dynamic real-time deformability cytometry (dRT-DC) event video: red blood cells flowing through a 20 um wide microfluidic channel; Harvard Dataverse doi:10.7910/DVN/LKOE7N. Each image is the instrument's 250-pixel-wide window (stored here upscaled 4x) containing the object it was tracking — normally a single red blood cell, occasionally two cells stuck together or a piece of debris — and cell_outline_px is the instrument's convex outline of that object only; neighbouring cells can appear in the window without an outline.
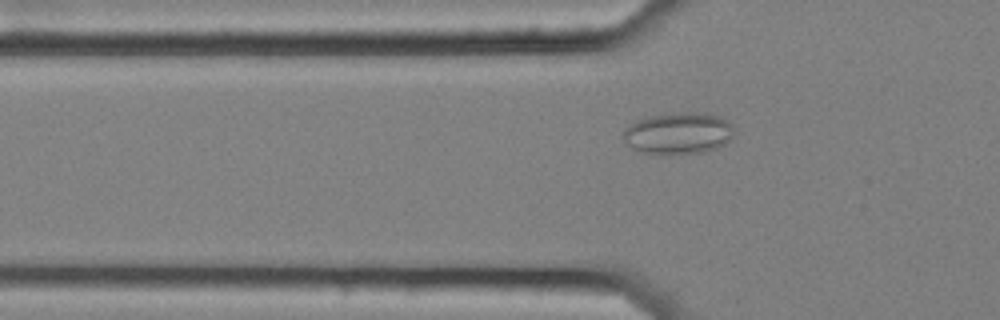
{"species": "common noctule bat (a hibernating species)", "species_latin": "Nyctalus noctula", "temperature_condition": "cold", "stored_images_in_passage": 45, "camera_frame_rate_fps": 3000, "um_per_image_px": 0.085, "animal": {"sex": "female", "body_mass_g": 25.1}, "frame": {"image": 1, "passage_image": 7, "time_ms": 2.0, "image_size_px": [1000, 320], "cell_outline_px": [[732, 136], [724, 144], [716, 148], [704, 152], [664, 156], [644, 152], [632, 148], [624, 140], [624, 132], [636, 120], [648, 116], [668, 112], [704, 112], [720, 116], [732, 124]], "centroid_in_image_um": [57.67, 11.33], "position_along_channel_um": 68.1, "area_um2": 27.28}}
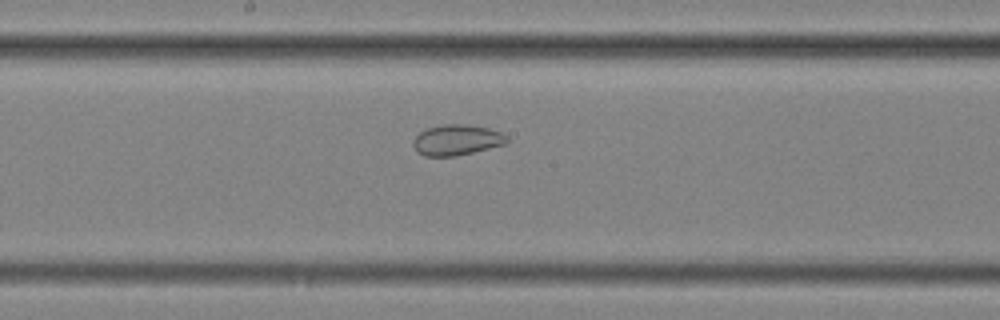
{"frame": {"image": 2, "passage_image": 19, "time_ms": 6.0, "image_size_px": [1000, 320], "cell_outline_px": [[508, 140], [504, 144], [456, 156], [424, 156], [416, 152], [412, 144], [412, 140], [420, 132], [428, 128], [444, 124], [468, 124], [488, 128], [500, 132], [508, 136]], "centroid_in_image_um": [38.79, 11.89], "position_along_channel_um": 209.4, "area_um2": 16.7}}
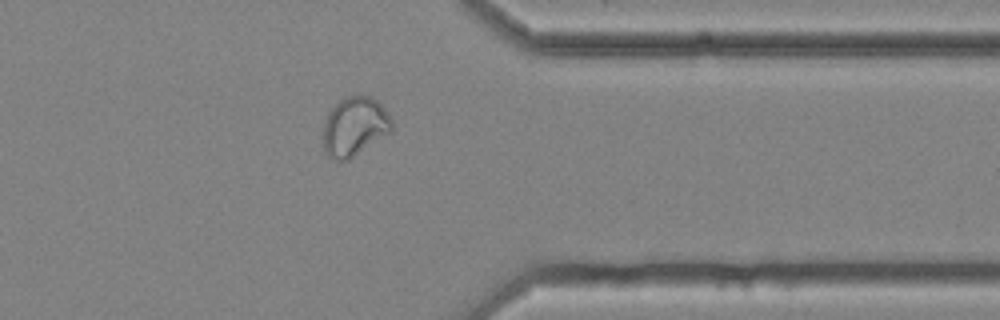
{"frame": {"image": 3, "passage_image": 34, "time_ms": 11.0, "image_size_px": [1000, 320], "cell_outline_px": [[392, 132], [348, 160], [336, 160], [328, 156], [324, 152], [324, 120], [328, 112], [340, 100], [348, 96], [372, 96], [384, 108], [392, 120]], "centroid_in_image_um": [30.15, 10.76], "position_along_channel_um": 381.3, "area_um2": 23.58}, "authors_computed_cell_mechanics": {"area_um2": 22.3108, "velocity_mm_per_s": 3.5547, "shape_relaxation_time_tau1_ms": null, "shape_relaxation_time_tau2_ms": 1.6386, "deformation_change_tau1": null, "deformation_change_tau2": 0.0514}}